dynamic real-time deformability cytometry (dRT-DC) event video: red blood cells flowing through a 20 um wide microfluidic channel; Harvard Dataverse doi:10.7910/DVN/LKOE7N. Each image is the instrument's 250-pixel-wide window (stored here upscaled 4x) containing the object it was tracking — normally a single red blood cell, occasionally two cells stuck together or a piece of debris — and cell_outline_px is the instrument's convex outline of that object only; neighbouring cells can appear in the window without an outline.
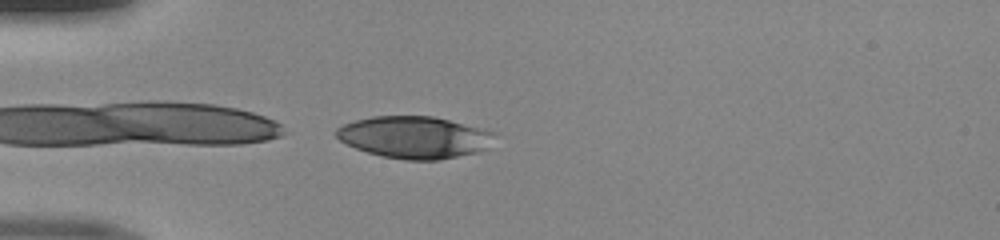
{"species": "human", "species_latin": "Homo sapiens", "temperature_condition": "room temperature", "stored_images_in_passage": 13, "camera_frame_rate_fps": 3000, "um_per_image_px": 0.085, "donor": {"sex": "male"}, "frame": {"image": 1, "passage_image": 13, "time_ms": 4.0, "image_size_px": [1000, 240], "cell_outline_px": [[496, 132], [488, 148], [476, 152], [440, 160], [408, 160], [384, 156], [368, 152], [356, 148], [340, 140], [336, 136], [336, 128], [344, 124], [356, 120], [372, 116], [432, 116], [488, 128]], "centroid_in_image_um": [35.28, 11.65], "position_along_channel_um": 49.7, "area_um2": 38.84}}